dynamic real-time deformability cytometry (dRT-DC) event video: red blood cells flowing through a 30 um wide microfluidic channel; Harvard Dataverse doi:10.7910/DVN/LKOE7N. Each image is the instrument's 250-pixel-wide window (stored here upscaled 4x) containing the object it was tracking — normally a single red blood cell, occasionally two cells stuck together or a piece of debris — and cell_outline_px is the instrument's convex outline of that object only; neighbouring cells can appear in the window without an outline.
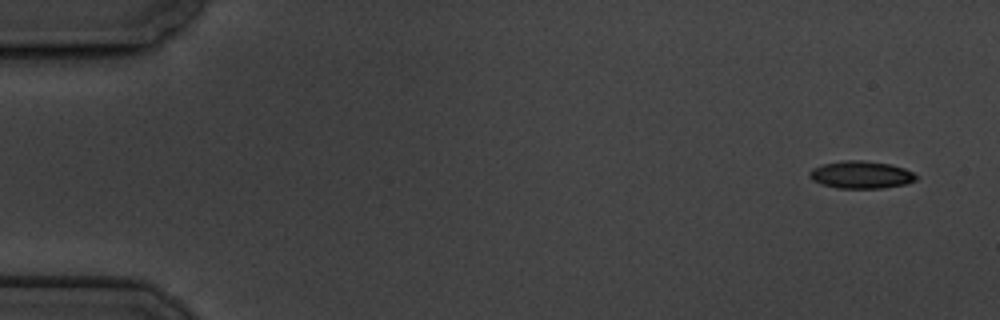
{"species": "common noctule bat (a hibernating species)", "species_latin": "Nyctalus noctula", "temperature_condition": "cold", "stored_images_in_passage": 6, "camera_frame_rate_fps": 3000, "um_per_image_px": 0.085, "animal": {"sex": "male", "body_mass_g": 19.5, "forearm_length_mm": 54.6}, "frame": {"image": 1, "passage_image": 1, "time_ms": 0.0, "image_size_px": [1000, 320], "cell_outline_px": [[916, 180], [908, 184], [884, 188], [836, 188], [820, 184], [812, 180], [808, 176], [808, 172], [812, 168], [824, 164], [844, 160], [864, 160], [888, 164], [904, 168], [912, 172], [916, 176]], "centroid_in_image_um": [73.16, 14.86], "position_along_channel_um": 11.8, "area_um2": 17.17}}
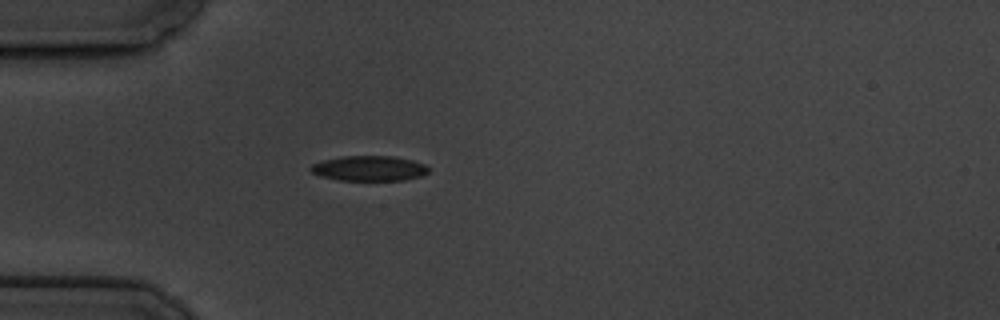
{"frame": {"image": 2, "passage_image": 5, "time_ms": 4.667, "image_size_px": [1000, 320], "cell_outline_px": [[428, 172], [420, 176], [404, 180], [340, 180], [320, 176], [312, 172], [308, 168], [312, 164], [324, 160], [340, 156], [396, 156], [412, 160], [424, 164], [428, 168]], "centroid_in_image_um": [31.36, 14.3], "position_along_channel_um": 53.6, "area_um2": 17.22}}